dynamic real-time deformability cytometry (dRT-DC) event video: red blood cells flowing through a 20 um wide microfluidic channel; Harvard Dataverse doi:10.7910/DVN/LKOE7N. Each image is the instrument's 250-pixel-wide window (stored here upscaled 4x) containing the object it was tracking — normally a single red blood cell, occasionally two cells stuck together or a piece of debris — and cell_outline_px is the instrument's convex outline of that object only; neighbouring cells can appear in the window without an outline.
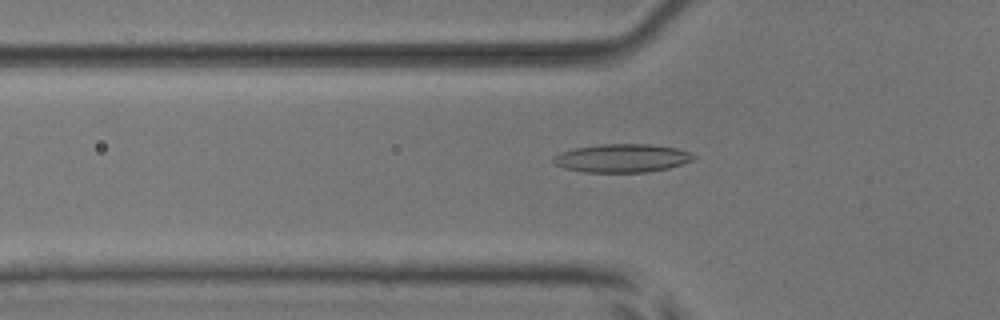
{"species": "common noctule bat (a hibernating species)", "species_latin": "Nyctalus noctula", "temperature_condition": "room temperature", "stored_images_in_passage": 53, "camera_frame_rate_fps": 3000, "um_per_image_px": 0.085, "animal": {"sex": "male", "body_mass_g": 17.9, "forearm_length_mm": 54.2}, "frame": {"image": 1, "passage_image": 18, "time_ms": 5.667, "image_size_px": [1000, 320], "cell_outline_px": [[696, 156], [692, 160], [668, 168], [648, 172], [584, 172], [564, 168], [556, 164], [552, 160], [560, 152], [572, 148], [600, 144], [648, 144], [676, 148], [692, 152]], "centroid_in_image_um": [52.87, 13.44], "position_along_channel_um": 72.9, "area_um2": 23.12}}
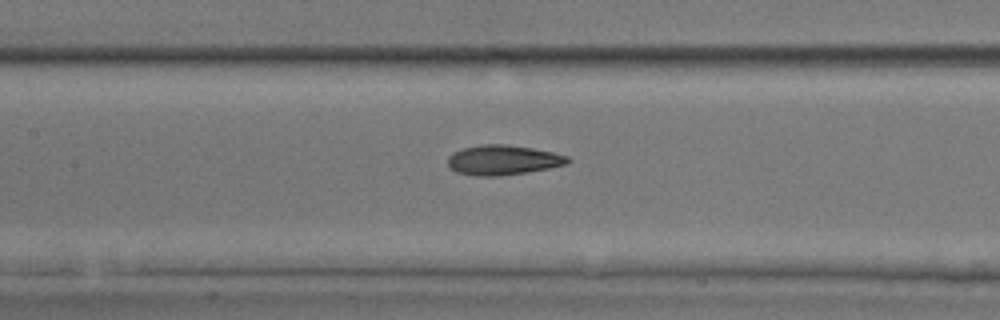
{"frame": {"image": 2, "passage_image": 25, "time_ms": 8.0, "image_size_px": [1000, 320], "cell_outline_px": [[572, 160], [568, 164], [528, 172], [500, 176], [476, 176], [456, 172], [448, 168], [448, 156], [452, 152], [464, 148], [480, 144], [504, 144], [532, 148], [552, 152], [568, 156]], "centroid_in_image_um": [42.74, 13.61], "position_along_channel_um": 164.7, "area_um2": 21.04}}
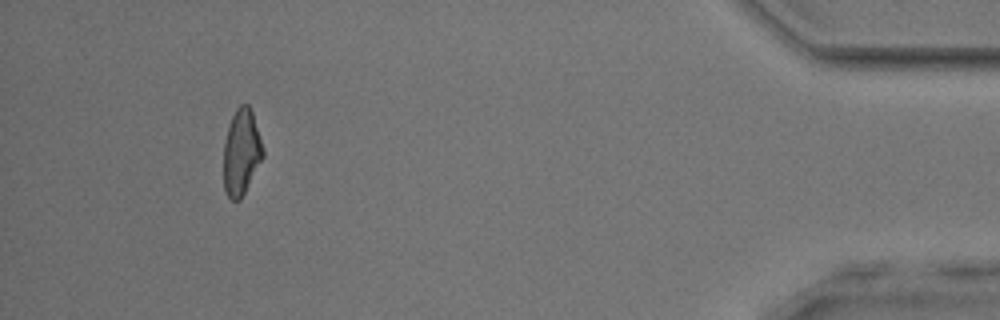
{"frame": {"image": 3, "passage_image": 49, "time_ms": 16.0, "image_size_px": [1000, 320], "cell_outline_px": [[264, 156], [240, 200], [232, 200], [224, 192], [224, 140], [232, 116], [236, 108], [240, 104], [248, 104], [252, 112], [264, 148]], "centroid_in_image_um": [20.52, 12.93], "position_along_channel_um": 414.7, "area_um2": 19.65}, "authors_computed_cell_mechanics": {"area_um2": 20.6346, "velocity_mm_per_s": 3.9222, "shape_relaxation_time_tau1_ms": 3.1061, "shape_relaxation_time_tau2_ms": 2.0231, "deformation_change_tau1": 0.1593, "deformation_change_tau2": 0.1044}}